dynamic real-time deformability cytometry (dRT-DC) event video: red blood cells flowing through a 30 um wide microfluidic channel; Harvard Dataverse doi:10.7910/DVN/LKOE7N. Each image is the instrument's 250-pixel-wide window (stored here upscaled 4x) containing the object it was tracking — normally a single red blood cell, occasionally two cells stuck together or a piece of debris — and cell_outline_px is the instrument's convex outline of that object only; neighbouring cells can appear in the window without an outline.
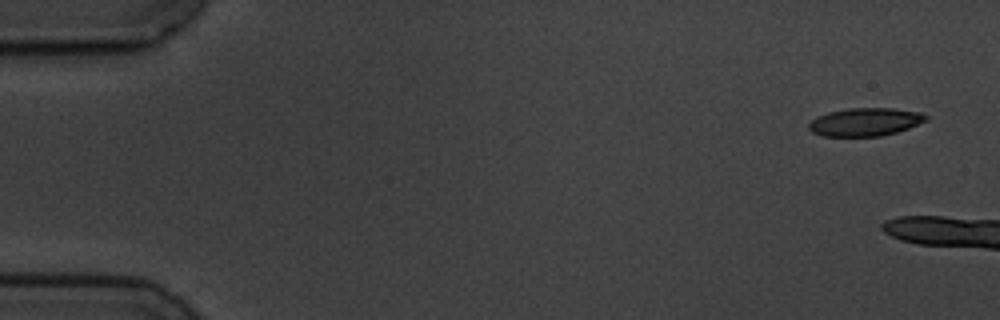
{"species": "common noctule bat (a hibernating species)", "species_latin": "Nyctalus noctula", "temperature_condition": "cold", "stored_images_in_passage": 6, "camera_frame_rate_fps": 3000, "um_per_image_px": 0.085, "animal": {"sex": "male", "body_mass_g": 19.5, "forearm_length_mm": 54.6}, "frame": {"image": 1, "passage_image": 1, "time_ms": 0.0, "image_size_px": [1000, 320], "cell_outline_px": [[928, 120], [908, 128], [896, 132], [880, 136], [824, 136], [812, 132], [808, 128], [808, 124], [816, 116], [828, 112], [848, 108], [892, 108], [920, 112], [928, 116]], "centroid_in_image_um": [73.53, 10.36], "position_along_channel_um": 11.5, "area_um2": 19.19}}